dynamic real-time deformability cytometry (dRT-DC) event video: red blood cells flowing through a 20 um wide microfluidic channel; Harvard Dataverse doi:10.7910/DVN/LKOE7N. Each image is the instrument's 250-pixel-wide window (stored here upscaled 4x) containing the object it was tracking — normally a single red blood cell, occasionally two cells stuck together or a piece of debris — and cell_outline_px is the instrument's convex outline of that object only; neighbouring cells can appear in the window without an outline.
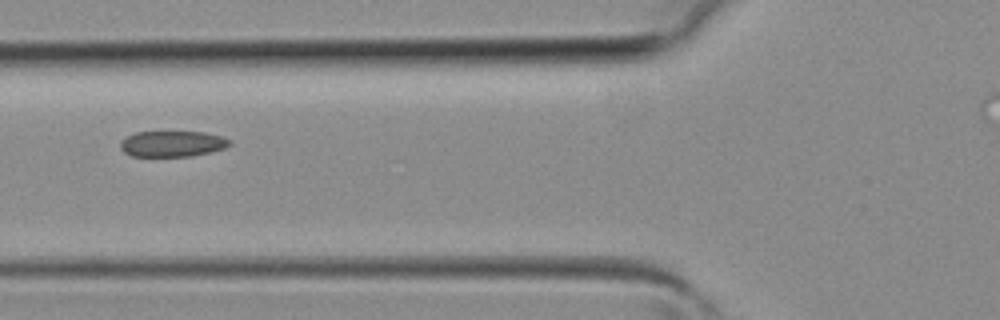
{"species": "common noctule bat (a hibernating species)", "species_latin": "Nyctalus noctula", "temperature_condition": "room temperature", "stored_images_in_passage": 6, "camera_frame_rate_fps": 3000, "um_per_image_px": 0.085, "animal": {"sex": "female", "body_mass_g": 19.3, "forearm_length_mm": 54.1}, "frame": {"image": 1, "passage_image": 6, "time_ms": 1.667, "image_size_px": [1000, 320], "cell_outline_px": [[232, 144], [224, 148], [212, 152], [192, 156], [132, 156], [124, 152], [120, 148], [120, 140], [136, 132], [204, 132], [220, 136], [232, 140]], "centroid_in_image_um": [14.66, 12.22], "position_along_channel_um": 111.1, "area_um2": 16.53}}